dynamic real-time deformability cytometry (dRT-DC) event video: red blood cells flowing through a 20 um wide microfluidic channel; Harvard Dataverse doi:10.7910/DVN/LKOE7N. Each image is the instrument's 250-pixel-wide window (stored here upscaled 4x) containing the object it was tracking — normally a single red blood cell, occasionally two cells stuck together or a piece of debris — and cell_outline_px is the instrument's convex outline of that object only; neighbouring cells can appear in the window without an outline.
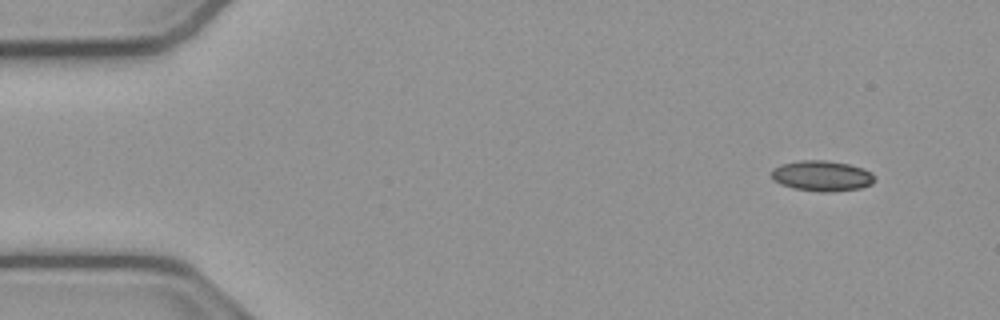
{"species": "common noctule bat (a hibernating species)", "species_latin": "Nyctalus noctula", "temperature_condition": "cold", "stored_images_in_passage": 50, "camera_frame_rate_fps": 3000, "um_per_image_px": 0.085, "animal": {"sex": "male", "body_mass_g": 23.1, "forearm_length_mm": 52.7}, "frame": {"image": 1, "passage_image": 1, "time_ms": 0.0, "image_size_px": [1000, 320], "cell_outline_px": [[872, 184], [860, 188], [824, 192], [792, 188], [780, 184], [772, 180], [772, 168], [780, 164], [796, 160], [824, 160], [848, 164], [864, 168], [872, 172]], "centroid_in_image_um": [69.8, 14.93], "position_along_channel_um": 15.2, "area_um2": 18.32}}
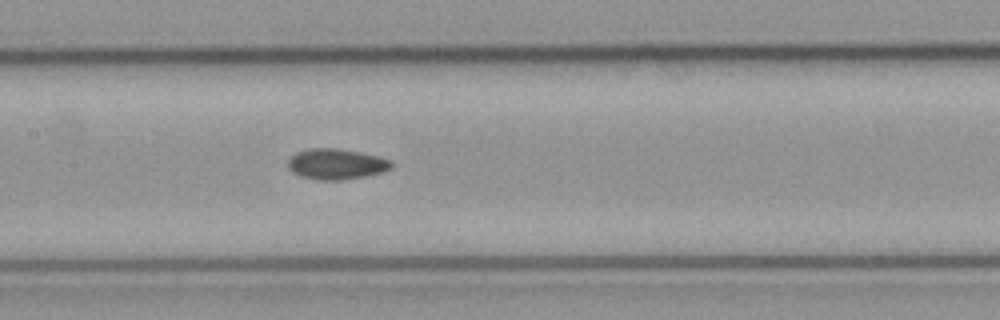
{"frame": {"image": 2, "passage_image": 22, "time_ms": 7.0, "image_size_px": [1000, 320], "cell_outline_px": [[392, 168], [384, 172], [344, 180], [320, 180], [300, 176], [292, 172], [288, 168], [288, 160], [296, 152], [308, 148], [336, 148], [360, 152], [380, 156], [392, 160]], "centroid_in_image_um": [28.6, 13.94], "position_along_channel_um": 178.8, "area_um2": 18.67}}
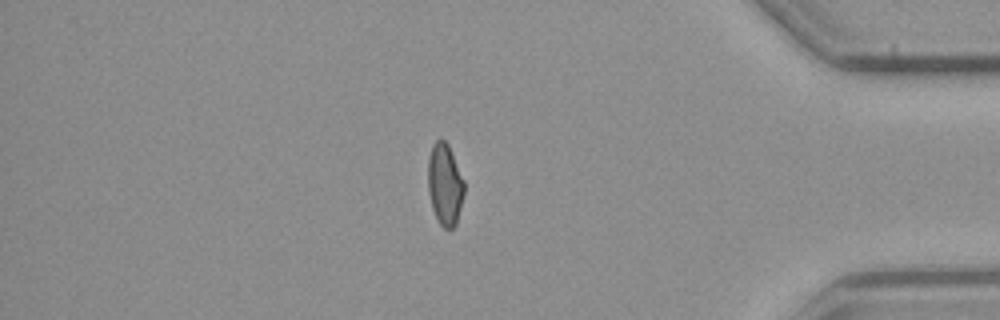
{"frame": {"image": 3, "passage_image": 42, "time_ms": 13.667, "image_size_px": [1000, 320], "cell_outline_px": [[464, 192], [456, 224], [452, 228], [444, 228], [440, 224], [432, 208], [428, 192], [428, 156], [432, 144], [436, 140], [444, 140], [448, 144], [464, 180]], "centroid_in_image_um": [37.8, 15.65], "position_along_channel_um": 397.4, "area_um2": 17.17}}